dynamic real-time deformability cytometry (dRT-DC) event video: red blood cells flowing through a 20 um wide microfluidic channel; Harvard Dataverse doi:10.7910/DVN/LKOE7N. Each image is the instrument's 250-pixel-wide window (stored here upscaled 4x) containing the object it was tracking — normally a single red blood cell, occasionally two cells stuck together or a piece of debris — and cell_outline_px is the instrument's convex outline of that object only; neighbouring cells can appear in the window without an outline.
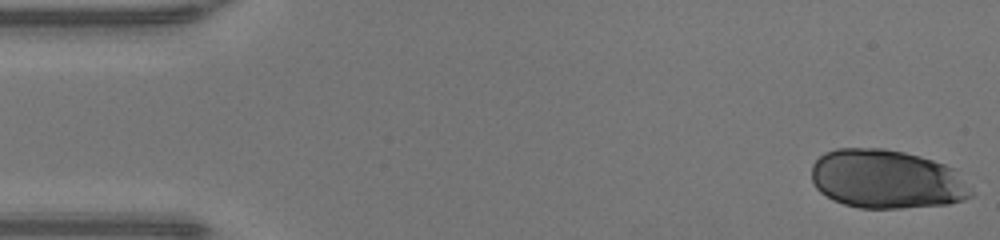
{"species": "human", "species_latin": "Homo sapiens", "temperature_condition": "warm", "stored_images_in_passage": 17, "camera_frame_rate_fps": 3000, "um_per_image_px": 0.085, "donor": {"sex": "male"}, "frame": {"image": 1, "passage_image": 1, "time_ms": 0.0, "image_size_px": [1000, 240], "cell_outline_px": [[972, 196], [964, 200], [948, 204], [900, 208], [860, 208], [844, 204], [832, 200], [820, 192], [812, 184], [812, 164], [824, 152], [836, 148], [884, 148], [904, 152], [920, 156], [956, 168], [972, 192]], "centroid_in_image_um": [75.35, 15.23], "position_along_channel_um": 9.7, "area_um2": 55.08}}
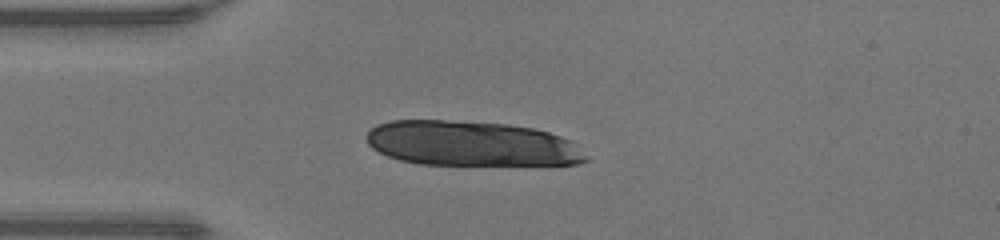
{"frame": {"image": 2, "passage_image": 12, "time_ms": 3.667, "image_size_px": [1000, 240], "cell_outline_px": [[588, 160], [576, 164], [420, 164], [400, 160], [388, 156], [372, 148], [368, 144], [368, 132], [376, 124], [392, 120], [444, 120], [508, 124], [532, 128], [548, 132], [560, 136], [576, 144], [588, 156]], "centroid_in_image_um": [40.05, 12.2], "position_along_channel_um": 44.9, "area_um2": 57.11}}